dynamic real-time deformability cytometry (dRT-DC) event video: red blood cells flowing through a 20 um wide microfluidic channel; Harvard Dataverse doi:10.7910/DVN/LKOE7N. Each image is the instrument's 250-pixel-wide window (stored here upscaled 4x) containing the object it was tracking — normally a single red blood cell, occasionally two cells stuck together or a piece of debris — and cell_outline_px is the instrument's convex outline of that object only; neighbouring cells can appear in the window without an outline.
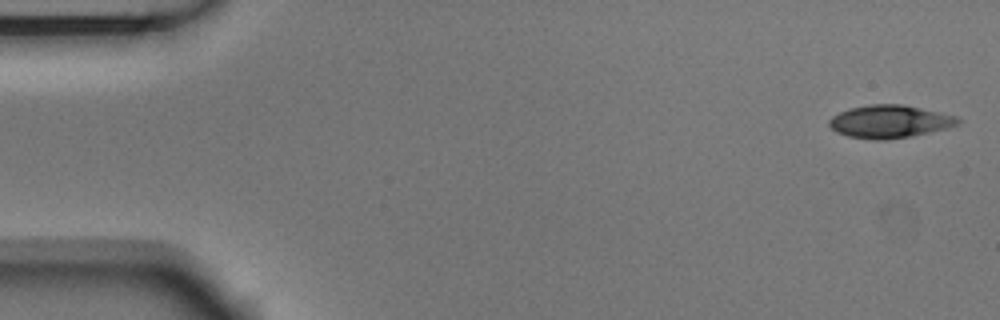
{"species": "Egyptian fruit bat (a non-hibernating species)", "species_latin": "Rousettus aegyptiacus", "temperature_condition": "room temperature", "stored_images_in_passage": 49, "camera_frame_rate_fps": 3000, "um_per_image_px": 0.085, "animal": {"sex": "male"}, "frame": {"image": 1, "passage_image": 1, "time_ms": 0.0, "image_size_px": [1000, 320], "cell_outline_px": [[960, 124], [948, 128], [908, 136], [884, 140], [872, 140], [848, 136], [836, 132], [828, 124], [828, 120], [832, 116], [840, 112], [852, 108], [868, 104], [904, 104], [956, 116], [960, 120]], "centroid_in_image_um": [75.61, 10.33], "position_along_channel_um": 9.4, "area_um2": 24.51}}
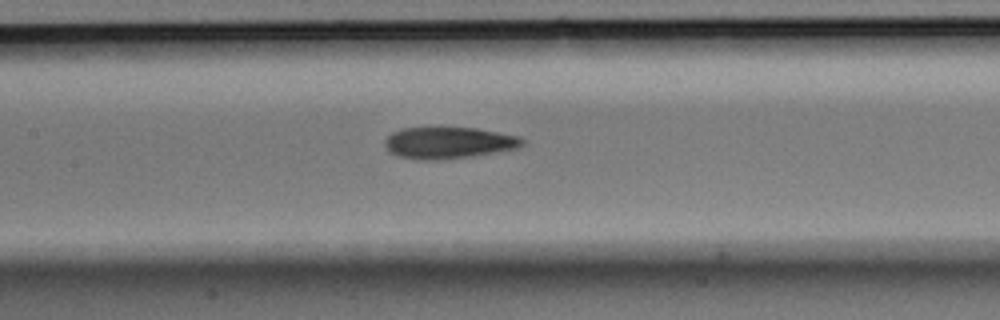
{"frame": {"image": 2, "passage_image": 24, "time_ms": 7.667, "image_size_px": [1000, 320], "cell_outline_px": [[524, 144], [516, 148], [472, 156], [444, 160], [416, 160], [396, 156], [388, 152], [384, 144], [384, 140], [392, 132], [404, 128], [476, 128], [520, 136], [524, 140]], "centroid_in_image_um": [38.08, 12.15], "position_along_channel_um": 169.3, "area_um2": 25.43}}
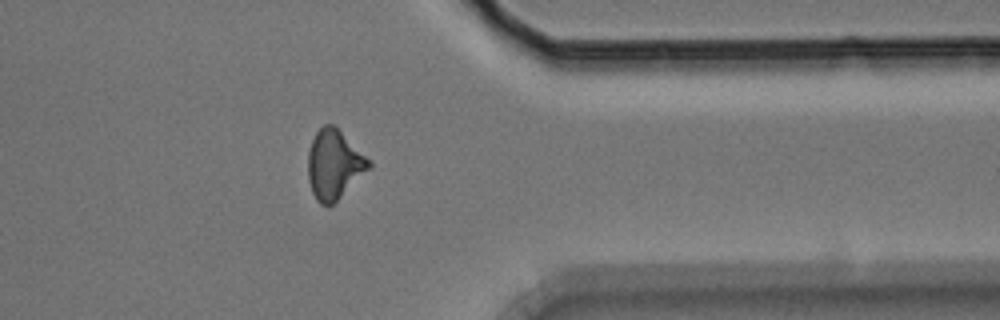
{"frame": {"image": 3, "passage_image": 42, "time_ms": 13.667, "image_size_px": [1000, 320], "cell_outline_px": [[372, 168], [328, 208], [320, 204], [316, 200], [312, 192], [308, 180], [308, 152], [312, 140], [316, 132], [324, 124], [332, 124], [372, 160]], "centroid_in_image_um": [28.42, 14.01], "position_along_channel_um": 383.0, "area_um2": 24.8}}